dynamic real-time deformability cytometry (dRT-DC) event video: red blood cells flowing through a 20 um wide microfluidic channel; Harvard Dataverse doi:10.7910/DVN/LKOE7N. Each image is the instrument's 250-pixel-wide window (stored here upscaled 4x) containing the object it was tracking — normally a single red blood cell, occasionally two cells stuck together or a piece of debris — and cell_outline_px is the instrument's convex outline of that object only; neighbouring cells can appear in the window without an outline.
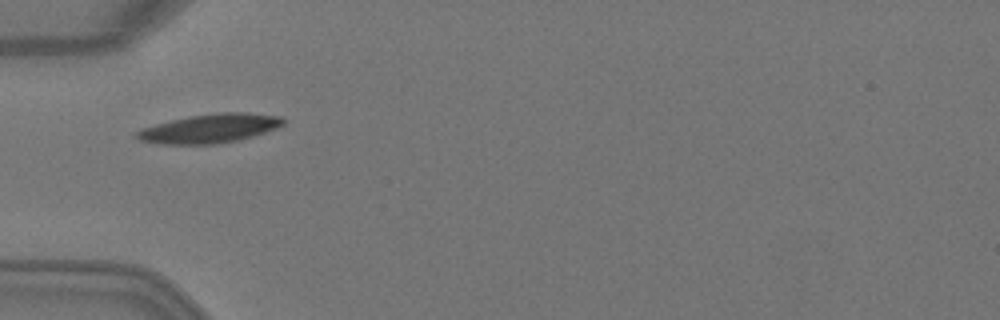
{"species": "Egyptian fruit bat (a non-hibernating species)", "species_latin": "Rousettus aegyptiacus", "temperature_condition": "warm", "stored_images_in_passage": 2, "camera_frame_rate_fps": 3000, "um_per_image_px": 0.085, "animal": {"sex": "female"}, "frame": {"image": 1, "passage_image": 2, "time_ms": 0.333, "image_size_px": [1000, 320], "cell_outline_px": [[284, 124], [276, 128], [252, 136], [236, 140], [216, 144], [156, 144], [140, 140], [132, 136], [132, 132], [140, 128], [188, 116], [220, 112], [248, 112], [280, 116], [284, 120]], "centroid_in_image_um": [17.75, 10.92], "position_along_channel_um": 67.2, "area_um2": 24.85}}